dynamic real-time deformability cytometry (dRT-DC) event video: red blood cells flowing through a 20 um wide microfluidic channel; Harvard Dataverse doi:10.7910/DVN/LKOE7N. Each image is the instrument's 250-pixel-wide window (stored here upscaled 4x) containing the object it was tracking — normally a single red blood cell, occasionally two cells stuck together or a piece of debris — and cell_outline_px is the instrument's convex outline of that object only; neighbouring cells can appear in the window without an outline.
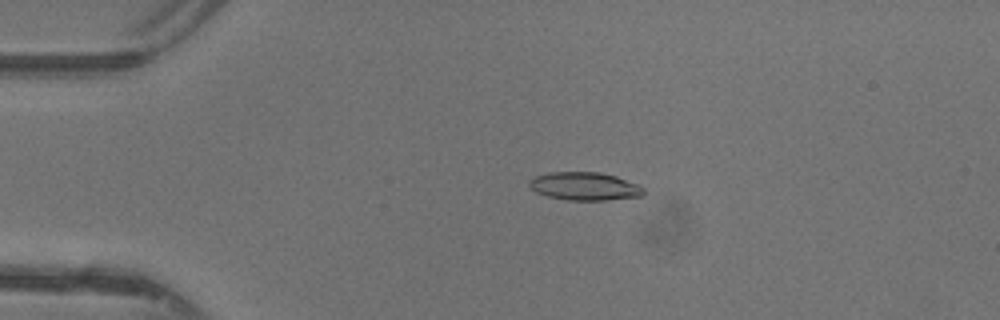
{"species": "common noctule bat (a hibernating species)", "species_latin": "Nyctalus noctula", "temperature_condition": "warm", "stored_images_in_passage": 22, "camera_frame_rate_fps": 3000, "um_per_image_px": 0.085, "animal": {"sex": "female"}, "frame": {"image": 1, "passage_image": 11, "time_ms": 3.333, "image_size_px": [1000, 320], "cell_outline_px": [[644, 196], [608, 200], [568, 200], [548, 196], [536, 192], [528, 184], [528, 180], [536, 176], [552, 172], [600, 172], [616, 176], [640, 184], [644, 188]], "centroid_in_image_um": [49.75, 15.83], "position_along_channel_um": 35.3, "area_um2": 18.84}}
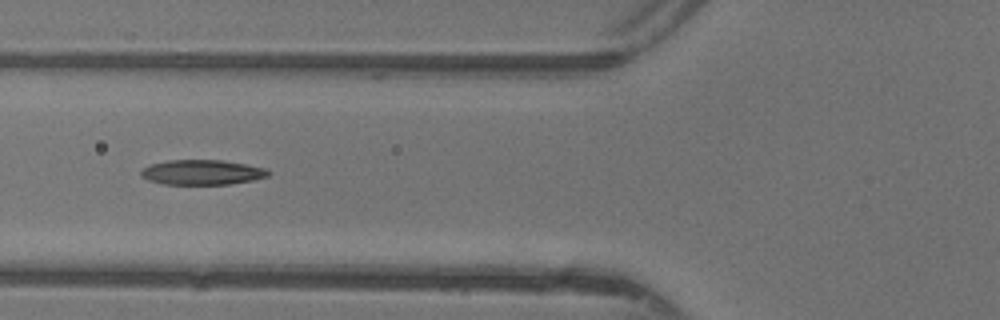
{"frame": {"image": 2, "passage_image": 19, "time_ms": 6.0, "image_size_px": [1000, 320], "cell_outline_px": [[272, 172], [268, 176], [252, 180], [228, 184], [164, 184], [148, 180], [140, 176], [140, 172], [144, 168], [152, 164], [168, 160], [220, 160], [244, 164], [264, 168]], "centroid_in_image_um": [17.16, 14.65], "position_along_channel_um": 108.6, "area_um2": 18.32}}
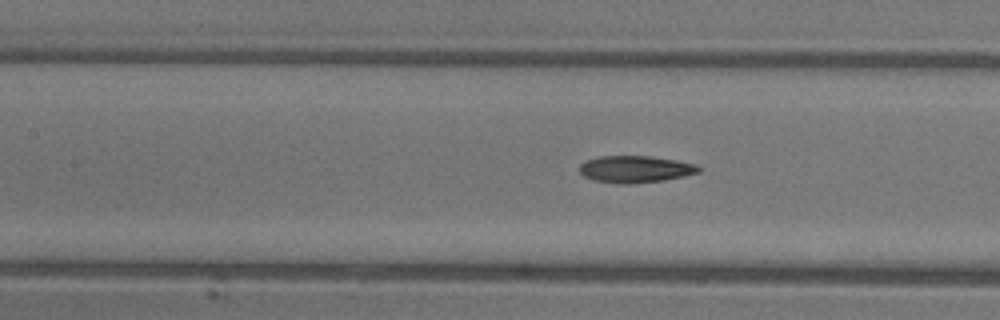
{"frame": {"image": 3, "passage_image": 22, "time_ms": 7.0, "image_size_px": [1000, 320], "cell_outline_px": [[700, 172], [684, 176], [664, 180], [628, 184], [592, 180], [584, 176], [580, 172], [580, 164], [588, 160], [600, 156], [652, 156], [676, 160], [696, 164], [700, 168]], "centroid_in_image_um": [54.02, 14.37], "position_along_channel_um": 153.4, "area_um2": 18.55}}